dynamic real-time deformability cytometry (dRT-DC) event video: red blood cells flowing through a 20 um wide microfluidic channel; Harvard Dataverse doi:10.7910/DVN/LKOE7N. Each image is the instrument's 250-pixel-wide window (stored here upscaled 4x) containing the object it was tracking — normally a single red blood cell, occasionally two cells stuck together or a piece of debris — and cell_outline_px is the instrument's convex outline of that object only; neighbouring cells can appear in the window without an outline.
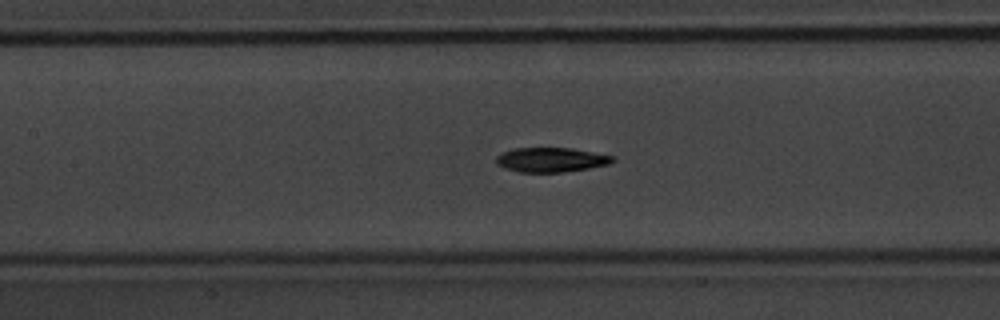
{"species": "common noctule bat (a hibernating species)", "species_latin": "Nyctalus noctula", "temperature_condition": "warm", "stored_images_in_passage": 56, "camera_frame_rate_fps": 3000, "um_per_image_px": 0.085, "animal": {"sex": "male", "body_mass_g": 20.1, "forearm_length_mm": 53.5}, "frame": {"image": 1, "passage_image": 25, "time_ms": 8.0, "image_size_px": [1000, 320], "cell_outline_px": [[616, 160], [608, 164], [588, 168], [564, 172], [520, 172], [504, 168], [496, 164], [496, 156], [500, 152], [512, 148], [572, 148], [616, 156]], "centroid_in_image_um": [46.82, 13.57], "position_along_channel_um": 160.6, "area_um2": 16.82}}
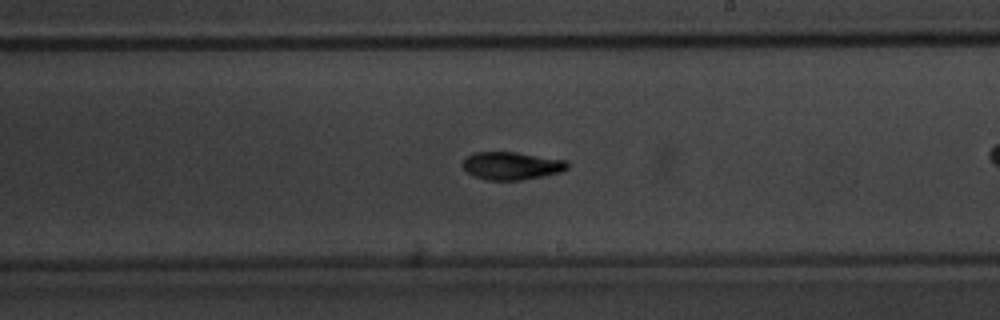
{"frame": {"image": 2, "passage_image": 32, "time_ms": 10.333, "image_size_px": [1000, 320], "cell_outline_px": [[568, 168], [560, 172], [544, 176], [520, 180], [488, 180], [476, 176], [468, 172], [460, 164], [472, 152], [516, 152], [564, 160], [568, 164]], "centroid_in_image_um": [43.47, 14.08], "position_along_channel_um": 245.5, "area_um2": 16.82}}
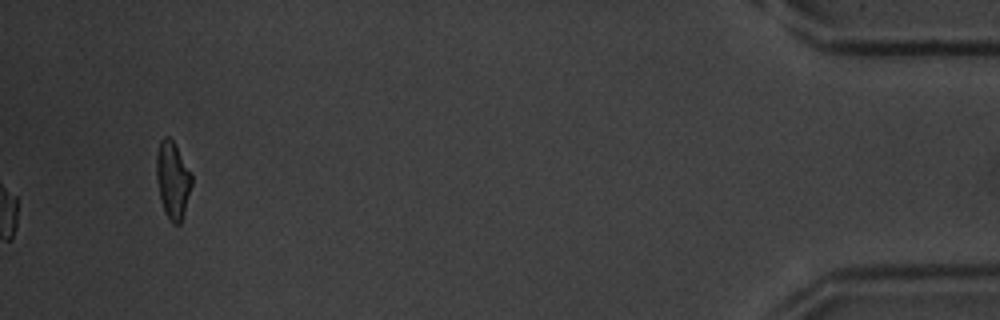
{"frame": {"image": 3, "passage_image": 56, "time_ms": 18.333, "image_size_px": [1000, 320], "cell_outline_px": [[192, 184], [184, 212], [180, 224], [172, 224], [164, 212], [160, 200], [156, 180], [156, 152], [160, 140], [164, 136], [168, 136], [172, 140], [192, 172]], "centroid_in_image_um": [14.66, 15.29], "position_along_channel_um": 420.5, "area_um2": 16.07}, "authors_computed_cell_mechanics": {"area_um2": 16.3285, "velocity_mm_per_s": 3.6482, "shape_relaxation_time_tau1_ms": 3.3366, "shape_relaxation_time_tau2_ms": 5.3398, "deformation_change_tau1": 0.196, "deformation_change_tau2": 0.0858}}